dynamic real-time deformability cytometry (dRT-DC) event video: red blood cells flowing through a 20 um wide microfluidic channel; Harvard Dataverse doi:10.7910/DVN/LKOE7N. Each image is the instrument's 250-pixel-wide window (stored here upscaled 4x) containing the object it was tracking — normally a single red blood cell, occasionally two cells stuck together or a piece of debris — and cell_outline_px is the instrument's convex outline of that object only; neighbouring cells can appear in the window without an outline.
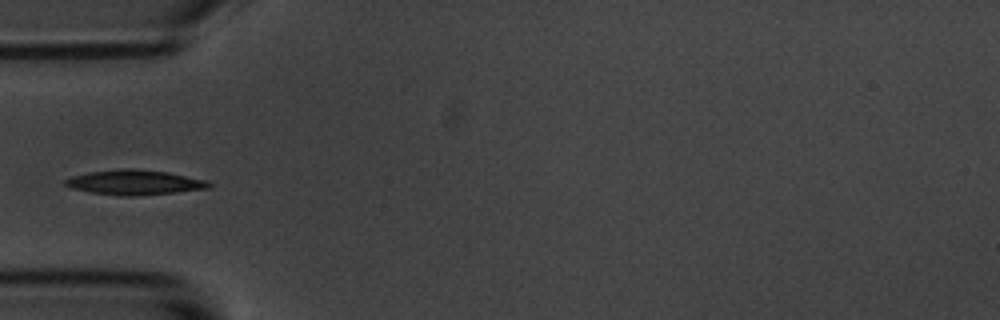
{"species": "common noctule bat (a hibernating species)", "species_latin": "Nyctalus noctula", "temperature_condition": "room temperature", "stored_images_in_passage": 15, "camera_frame_rate_fps": 3000, "um_per_image_px": 0.085, "animal": {"sex": "male", "body_mass_g": 20.1, "forearm_length_mm": 53.5}, "frame": {"image": 1, "passage_image": 5, "time_ms": 5.667, "image_size_px": [1000, 320], "cell_outline_px": [[212, 184], [208, 188], [176, 192], [136, 196], [120, 196], [92, 192], [72, 188], [64, 184], [64, 180], [72, 176], [88, 172], [124, 168], [136, 168], [168, 172], [208, 180]], "centroid_in_image_um": [11.45, 15.49], "position_along_channel_um": 73.5, "area_um2": 20.87}}
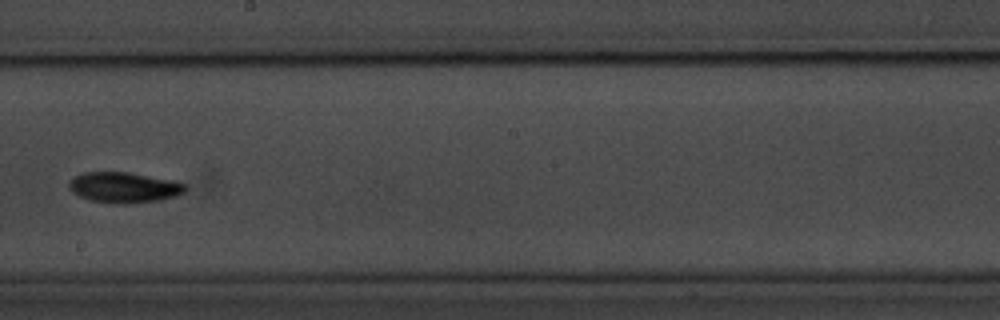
{"frame": {"image": 2, "passage_image": 9, "time_ms": 10.333, "image_size_px": [1000, 320], "cell_outline_px": [[188, 188], [184, 192], [176, 196], [160, 200], [128, 204], [112, 204], [88, 200], [72, 192], [68, 188], [68, 184], [76, 176], [84, 172], [128, 172], [176, 180], [188, 184]], "centroid_in_image_um": [10.59, 15.94], "position_along_channel_um": 237.6, "area_um2": 21.1}}
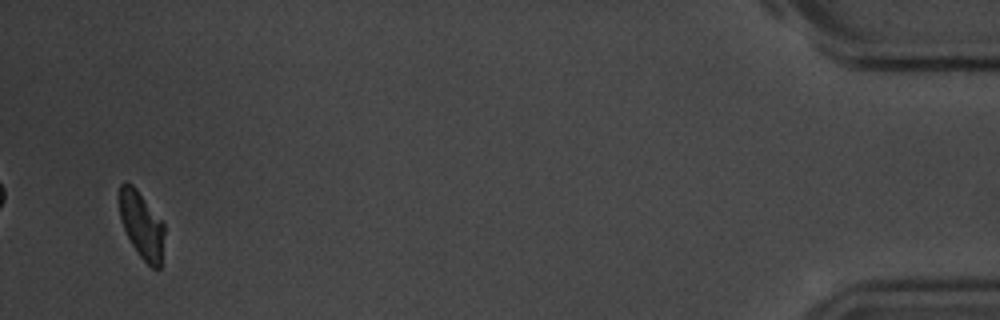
{"frame": {"image": 3, "passage_image": 15, "time_ms": 18.0, "image_size_px": [1000, 320], "cell_outline_px": [[164, 232], [160, 268], [152, 268], [140, 256], [132, 244], [124, 228], [120, 216], [120, 184], [132, 184], [136, 188], [164, 224]], "centroid_in_image_um": [12.05, 19.15], "position_along_channel_um": 423.2, "area_um2": 16.94}, "authors_computed_cell_mechanics": {"area_um2": 19.4786, "velocity_mm_per_s": 3.5087, "shape_relaxation_time_tau1_ms": 3.268, "shape_relaxation_time_tau2_ms": 5.9104, "deformation_change_tau1": 0.1284, "deformation_change_tau2": 0.0884}}